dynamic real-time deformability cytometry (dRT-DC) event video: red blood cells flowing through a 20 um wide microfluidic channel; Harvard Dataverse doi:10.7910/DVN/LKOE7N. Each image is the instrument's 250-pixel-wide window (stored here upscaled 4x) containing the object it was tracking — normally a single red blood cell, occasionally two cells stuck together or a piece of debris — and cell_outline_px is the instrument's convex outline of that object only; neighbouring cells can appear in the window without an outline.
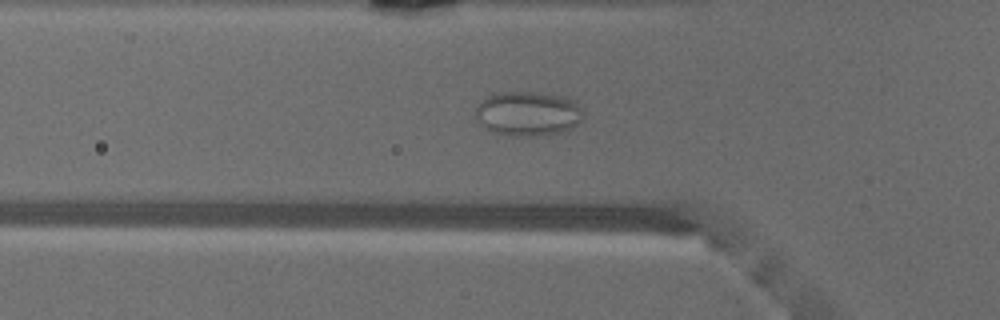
{"species": "common noctule bat (a hibernating species)", "species_latin": "Nyctalus noctula", "temperature_condition": "warm", "stored_images_in_passage": 48, "camera_frame_rate_fps": 3000, "um_per_image_px": 0.085, "animal": {"sex": "male", "body_mass_g": 18.8}, "frame": {"image": 1, "passage_image": 15, "time_ms": 4.667, "image_size_px": [1000, 320], "cell_outline_px": [[584, 112], [580, 120], [572, 128], [560, 132], [536, 136], [508, 136], [492, 132], [476, 120], [476, 108], [480, 100], [492, 92], [540, 92], [564, 96], [572, 100]], "centroid_in_image_um": [44.83, 9.64], "position_along_channel_um": 81.0, "area_um2": 28.21}}
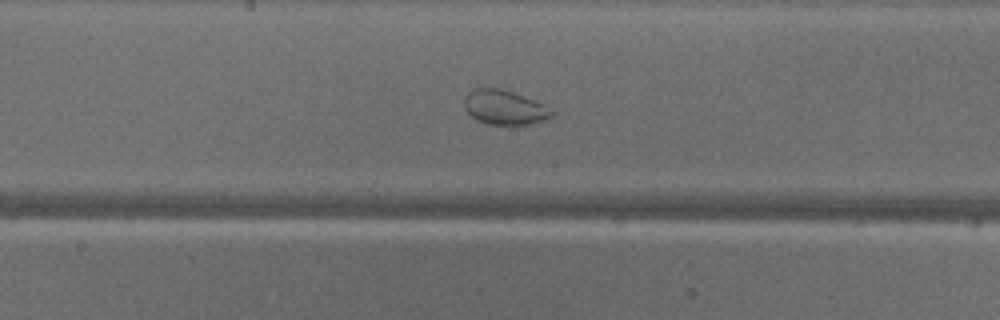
{"frame": {"image": 2, "passage_image": 24, "time_ms": 7.667, "image_size_px": [1000, 320], "cell_outline_px": [[556, 112], [552, 116], [544, 120], [528, 124], [488, 124], [476, 120], [464, 108], [464, 96], [472, 88], [500, 88], [512, 92], [544, 104]], "centroid_in_image_um": [42.86, 9.12], "position_along_channel_um": 205.3, "area_um2": 17.57}}
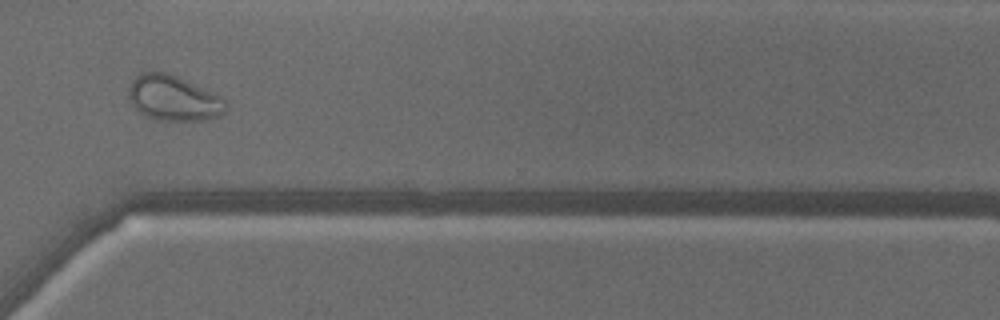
{"frame": {"image": 3, "passage_image": 35, "time_ms": 11.333, "image_size_px": [1000, 320], "cell_outline_px": [[228, 108], [224, 112], [216, 116], [204, 120], [160, 120], [148, 116], [140, 112], [132, 104], [128, 96], [128, 88], [132, 80], [140, 72], [168, 72], [216, 92], [224, 100]], "centroid_in_image_um": [14.76, 8.31], "position_along_channel_um": 355.8, "area_um2": 25.72}}